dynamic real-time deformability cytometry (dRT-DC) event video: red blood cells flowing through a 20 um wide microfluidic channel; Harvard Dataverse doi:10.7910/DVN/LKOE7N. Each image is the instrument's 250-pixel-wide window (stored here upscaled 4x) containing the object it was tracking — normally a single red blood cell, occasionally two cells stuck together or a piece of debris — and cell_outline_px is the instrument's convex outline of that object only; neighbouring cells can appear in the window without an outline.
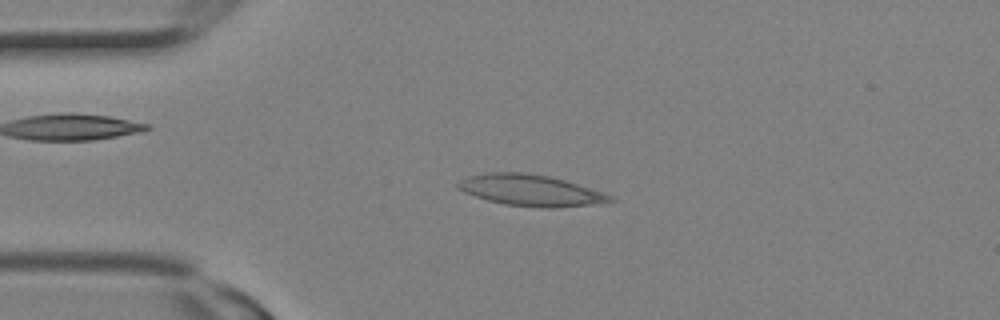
{"species": "Egyptian fruit bat (a non-hibernating species)", "species_latin": "Rousettus aegyptiacus", "temperature_condition": "room temperature", "stored_images_in_passage": 2, "camera_frame_rate_fps": 3000, "um_per_image_px": 0.085, "animal": {"sex": "female"}, "frame": {"image": 1, "passage_image": 2, "time_ms": 0.333, "image_size_px": [1000, 320], "cell_outline_px": [[616, 200], [592, 204], [556, 208], [540, 208], [504, 204], [488, 200], [464, 192], [456, 188], [456, 184], [460, 180], [468, 176], [488, 172], [524, 172], [548, 176], [564, 180], [612, 196]], "centroid_in_image_um": [45.04, 16.18], "position_along_channel_um": 40.0, "area_um2": 27.46}}